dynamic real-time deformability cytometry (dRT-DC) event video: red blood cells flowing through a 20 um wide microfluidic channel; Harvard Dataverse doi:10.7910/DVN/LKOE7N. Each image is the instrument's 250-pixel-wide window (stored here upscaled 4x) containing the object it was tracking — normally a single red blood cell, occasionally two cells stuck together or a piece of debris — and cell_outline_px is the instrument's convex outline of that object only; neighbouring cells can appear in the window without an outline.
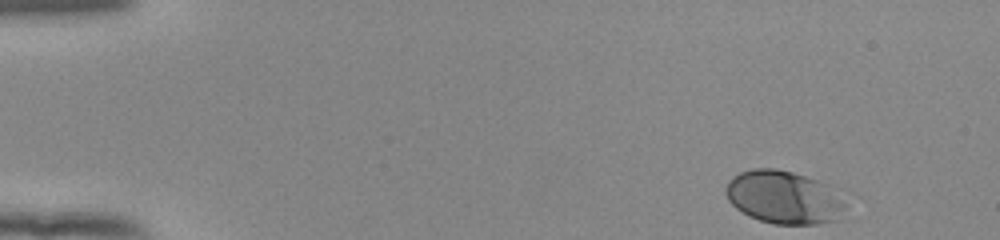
{"species": "human", "species_latin": "Homo sapiens", "temperature_condition": "room temperature", "stored_images_in_passage": 49, "camera_frame_rate_fps": 3000, "um_per_image_px": 0.085, "donor": {"sex": "female"}, "frame": {"image": 1, "passage_image": 1, "time_ms": 0.0, "image_size_px": [1000, 240], "cell_outline_px": [[844, 208], [836, 220], [816, 224], [776, 224], [760, 220], [748, 216], [736, 208], [728, 200], [724, 192], [724, 188], [728, 180], [732, 176], [740, 172], [752, 168], [776, 168], [792, 172], [828, 184], [844, 204]], "centroid_in_image_um": [66.54, 16.76], "position_along_channel_um": 18.5, "area_um2": 36.82}}
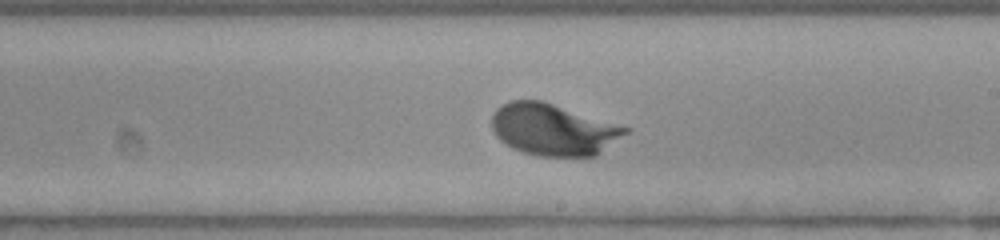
{"frame": {"image": 2, "passage_image": 28, "time_ms": 9.0, "image_size_px": [1000, 240], "cell_outline_px": [[632, 128], [628, 132], [596, 156], [536, 156], [512, 148], [500, 140], [496, 136], [492, 128], [492, 112], [496, 108], [512, 100], [540, 100]], "centroid_in_image_um": [47.02, 11.02], "position_along_channel_um": 242.0, "area_um2": 40.11}}
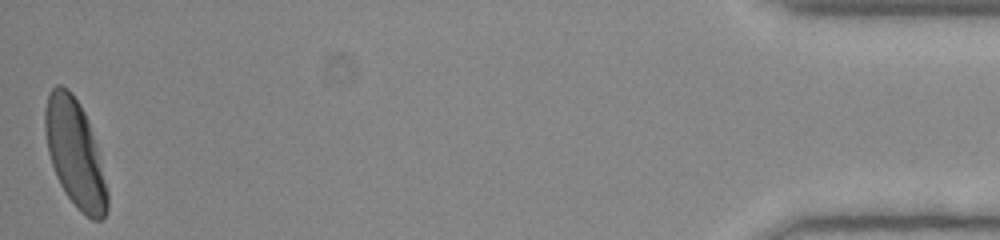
{"frame": {"image": 3, "passage_image": 49, "time_ms": 16.0, "image_size_px": [1000, 240], "cell_outline_px": [[108, 208], [104, 216], [100, 220], [92, 220], [80, 212], [76, 208], [64, 192], [56, 176], [48, 152], [44, 128], [44, 108], [48, 92], [56, 84], [60, 84], [68, 88], [72, 92], [80, 104], [88, 120], [96, 144], [108, 192]], "centroid_in_image_um": [6.35, 13.02], "position_along_channel_um": 428.8, "area_um2": 39.13}, "authors_computed_cell_mechanics": {"area_um2": 37.6856, "velocity_mm_per_s": 3.8712, "shape_relaxation_time_tau1_ms": 1.8113, "shape_relaxation_time_tau2_ms": null, "deformation_change_tau1": 0.1254, "deformation_change_tau2": null}}